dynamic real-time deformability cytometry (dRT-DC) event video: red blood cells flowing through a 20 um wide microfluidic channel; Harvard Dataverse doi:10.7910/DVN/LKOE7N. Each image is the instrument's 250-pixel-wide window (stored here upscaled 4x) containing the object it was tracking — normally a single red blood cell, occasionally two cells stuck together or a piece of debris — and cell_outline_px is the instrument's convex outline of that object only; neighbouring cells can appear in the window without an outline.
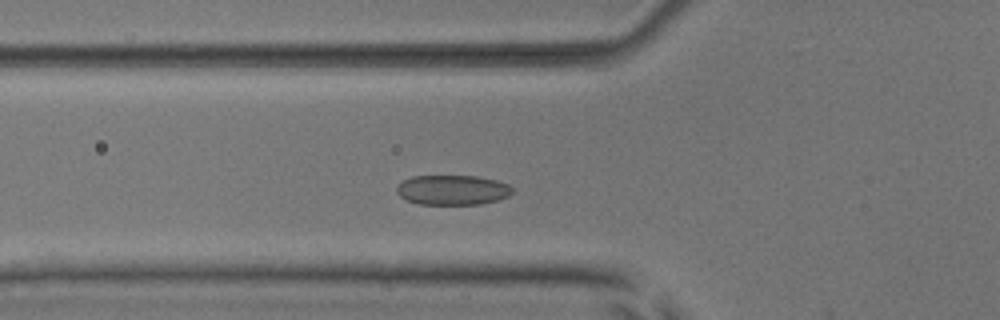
{"species": "common noctule bat (a hibernating species)", "species_latin": "Nyctalus noctula", "temperature_condition": "room temperature", "stored_images_in_passage": 46, "camera_frame_rate_fps": 3000, "um_per_image_px": 0.085, "animal": {"sex": "male", "body_mass_g": 17.9, "forearm_length_mm": 54.2}, "frame": {"image": 1, "passage_image": 12, "time_ms": 3.667, "image_size_px": [1000, 320], "cell_outline_px": [[512, 192], [508, 196], [496, 200], [480, 204], [420, 204], [408, 200], [400, 196], [396, 192], [396, 188], [404, 180], [412, 176], [476, 176], [496, 180], [508, 184], [512, 188]], "centroid_in_image_um": [38.46, 16.14], "position_along_channel_um": 87.3, "area_um2": 19.94}}
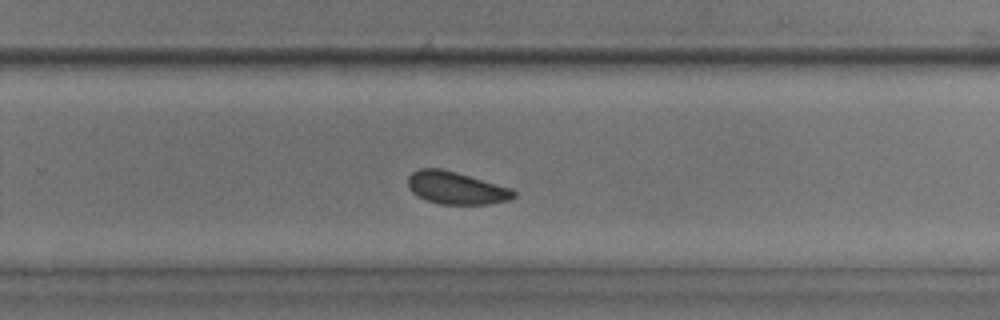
{"frame": {"image": 2, "passage_image": 28, "time_ms": 9.0, "image_size_px": [1000, 320], "cell_outline_px": [[516, 196], [508, 200], [488, 204], [440, 204], [416, 196], [408, 188], [408, 176], [412, 172], [420, 168], [440, 168], [456, 172], [512, 188], [516, 192]], "centroid_in_image_um": [38.76, 15.97], "position_along_channel_um": 291.0, "area_um2": 20.06}}
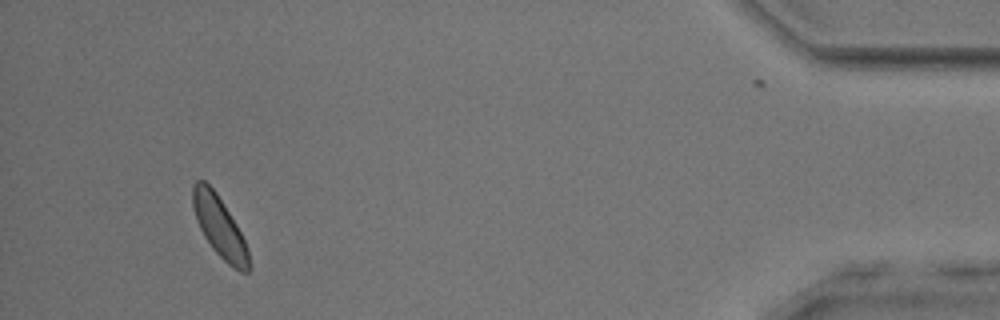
{"frame": {"image": 3, "passage_image": 43, "time_ms": 14.0, "image_size_px": [1000, 320], "cell_outline_px": [[252, 268], [248, 272], [240, 272], [228, 264], [212, 248], [204, 236], [196, 220], [192, 208], [192, 184], [196, 180], [204, 180], [216, 192], [236, 224], [248, 248]], "centroid_in_image_um": [18.66, 19.29], "position_along_channel_um": 416.5, "area_um2": 19.94}, "authors_computed_cell_mechanics": {"area_um2": 19.941, "velocity_mm_per_s": 3.8295, "shape_relaxation_time_tau1_ms": null, "shape_relaxation_time_tau2_ms": 1.5178, "deformation_change_tau1": null, "deformation_change_tau2": 0.0635}}